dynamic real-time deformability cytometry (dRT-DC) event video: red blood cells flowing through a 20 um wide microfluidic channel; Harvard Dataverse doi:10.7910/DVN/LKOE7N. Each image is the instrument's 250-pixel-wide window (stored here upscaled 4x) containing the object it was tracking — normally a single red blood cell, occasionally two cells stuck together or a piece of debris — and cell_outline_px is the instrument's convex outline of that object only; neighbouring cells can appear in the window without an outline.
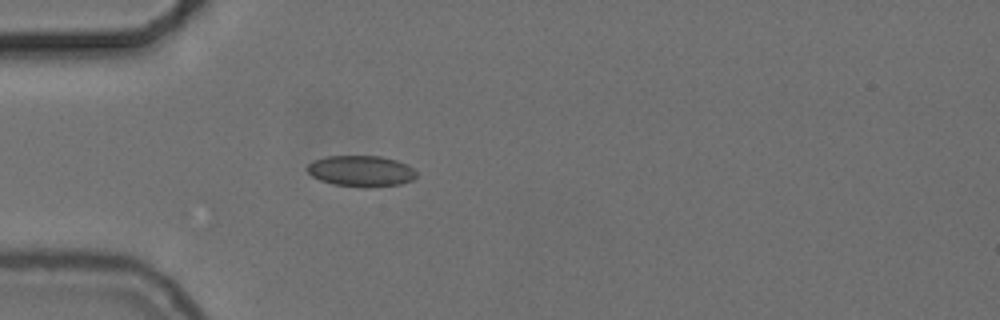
{"species": "common noctule bat (a hibernating species)", "species_latin": "Nyctalus noctula", "temperature_condition": "cold", "stored_images_in_passage": 15, "camera_frame_rate_fps": 3000, "um_per_image_px": 0.085, "animal": {"sex": "female", "body_mass_g": 24.6, "forearm_length_mm": 56.2}, "frame": {"image": 1, "passage_image": 1, "time_ms": 0.0, "image_size_px": [1000, 320], "cell_outline_px": [[416, 176], [412, 180], [400, 184], [368, 188], [364, 188], [332, 184], [320, 180], [312, 176], [308, 172], [308, 164], [312, 160], [328, 156], [380, 156], [396, 160], [412, 168], [416, 172]], "centroid_in_image_um": [30.67, 14.55], "position_along_channel_um": 54.3, "area_um2": 19.77}}
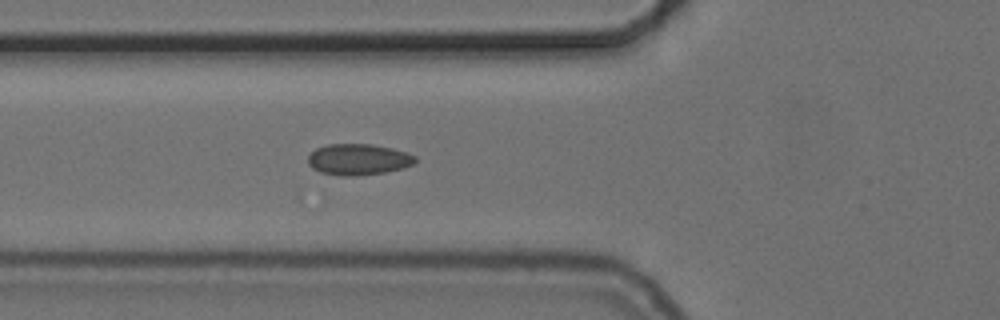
{"frame": {"image": 2, "passage_image": 5, "time_ms": 1.333, "image_size_px": [1000, 320], "cell_outline_px": [[416, 160], [412, 164], [404, 168], [384, 172], [356, 176], [340, 176], [320, 172], [312, 168], [308, 164], [308, 156], [316, 148], [328, 144], [372, 144], [392, 148], [408, 152], [416, 156]], "centroid_in_image_um": [30.46, 13.55], "position_along_channel_um": 95.3, "area_um2": 19.59}}
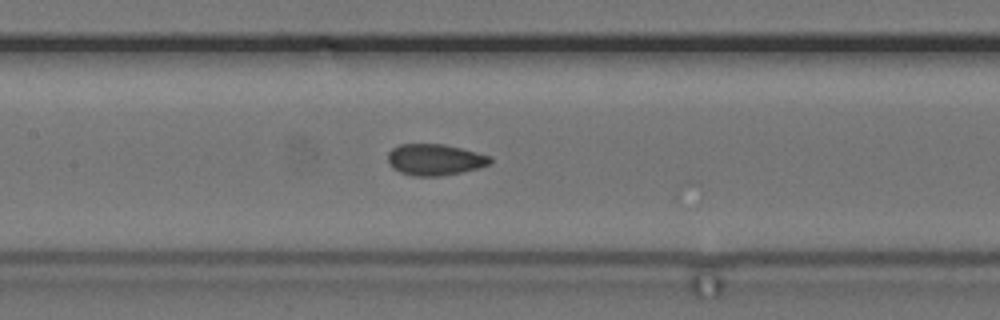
{"frame": {"image": 3, "passage_image": 11, "time_ms": 3.333, "image_size_px": [1000, 320], "cell_outline_px": [[492, 160], [488, 164], [476, 168], [460, 172], [440, 176], [412, 176], [400, 172], [392, 168], [388, 160], [388, 152], [392, 148], [400, 144], [444, 144], [492, 156]], "centroid_in_image_um": [36.93, 13.56], "position_along_channel_um": 170.5, "area_um2": 18.55}}